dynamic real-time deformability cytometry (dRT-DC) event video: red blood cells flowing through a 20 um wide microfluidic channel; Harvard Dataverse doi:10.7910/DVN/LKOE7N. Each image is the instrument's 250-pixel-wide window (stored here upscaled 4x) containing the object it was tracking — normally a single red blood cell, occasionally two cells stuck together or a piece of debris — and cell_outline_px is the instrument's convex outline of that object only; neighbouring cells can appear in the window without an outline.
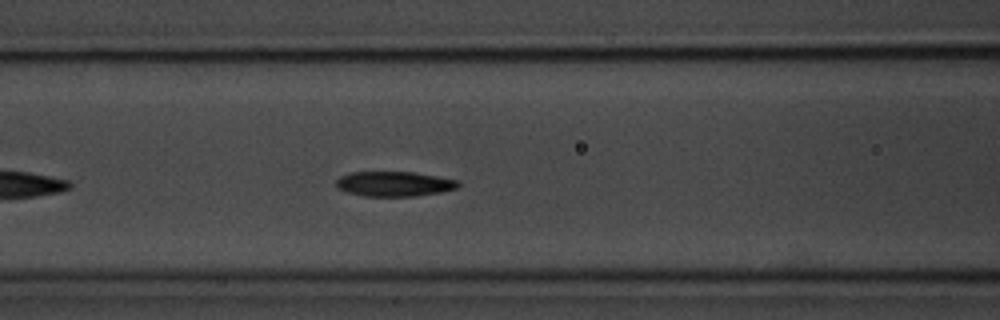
{"species": "common noctule bat (a hibernating species)", "species_latin": "Nyctalus noctula", "temperature_condition": "room temperature", "stored_images_in_passage": 26, "camera_frame_rate_fps": 3000, "um_per_image_px": 0.085, "animal": {"sex": "male", "body_mass_g": 20.1, "forearm_length_mm": 53.5}, "frame": {"image": 1, "passage_image": 8, "time_ms": 2.333, "image_size_px": [1000, 320], "cell_outline_px": [[460, 184], [456, 188], [440, 192], [416, 196], [364, 196], [344, 192], [336, 184], [336, 180], [340, 176], [348, 172], [412, 172], [460, 180]], "centroid_in_image_um": [33.49, 15.63], "position_along_channel_um": 133.1, "area_um2": 17.74}}
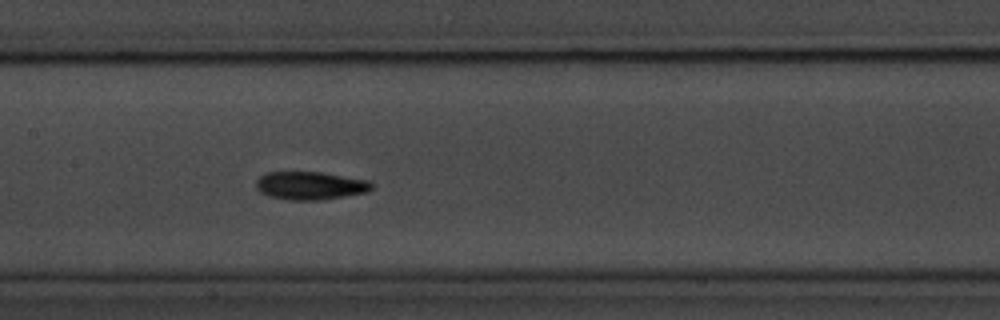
{"frame": {"image": 2, "passage_image": 12, "time_ms": 3.667, "image_size_px": [1000, 320], "cell_outline_px": [[372, 188], [368, 192], [324, 200], [288, 200], [268, 196], [260, 192], [256, 188], [256, 180], [264, 172], [320, 172], [372, 180]], "centroid_in_image_um": [26.38, 15.78], "position_along_channel_um": 181.0, "area_um2": 19.25}}
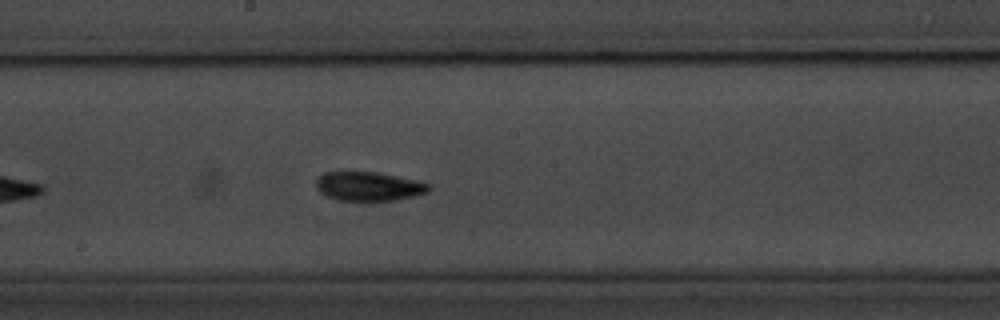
{"frame": {"image": 3, "passage_image": 15, "time_ms": 4.667, "image_size_px": [1000, 320], "cell_outline_px": [[432, 188], [428, 192], [412, 196], [392, 200], [336, 200], [320, 192], [316, 184], [316, 180], [324, 172], [376, 172], [416, 180], [428, 184]], "centroid_in_image_um": [31.33, 15.83], "position_along_channel_um": 216.9, "area_um2": 18.73}}